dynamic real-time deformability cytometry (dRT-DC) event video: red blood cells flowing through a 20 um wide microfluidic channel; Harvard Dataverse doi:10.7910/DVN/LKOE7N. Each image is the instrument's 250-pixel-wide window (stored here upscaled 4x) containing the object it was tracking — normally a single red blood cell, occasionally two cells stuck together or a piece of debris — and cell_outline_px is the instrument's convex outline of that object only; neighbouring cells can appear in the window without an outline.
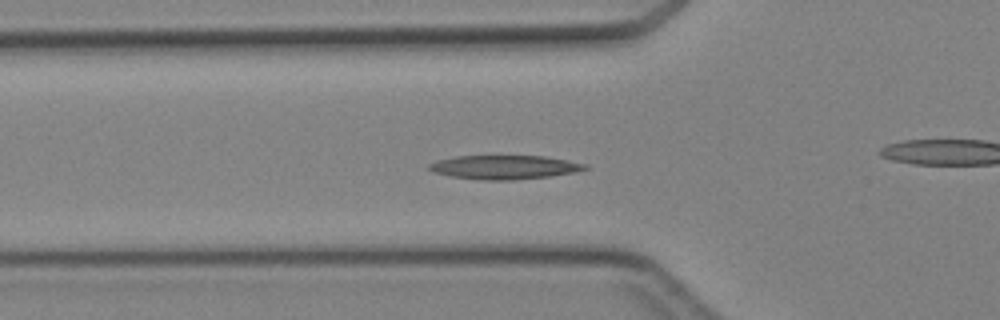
{"species": "Egyptian fruit bat (a non-hibernating species)", "species_latin": "Rousettus aegyptiacus", "temperature_condition": "cold", "stored_images_in_passage": 47, "camera_frame_rate_fps": 3000, "um_per_image_px": 0.085, "animal": {"sex": "female"}, "frame": {"image": 1, "passage_image": 16, "time_ms": 5.0, "image_size_px": [1000, 320], "cell_outline_px": [[588, 168], [572, 172], [548, 176], [512, 180], [484, 180], [452, 176], [432, 172], [428, 168], [428, 164], [436, 160], [456, 156], [544, 156], [588, 164]], "centroid_in_image_um": [42.82, 14.2], "position_along_channel_um": 83.0, "area_um2": 21.5}}
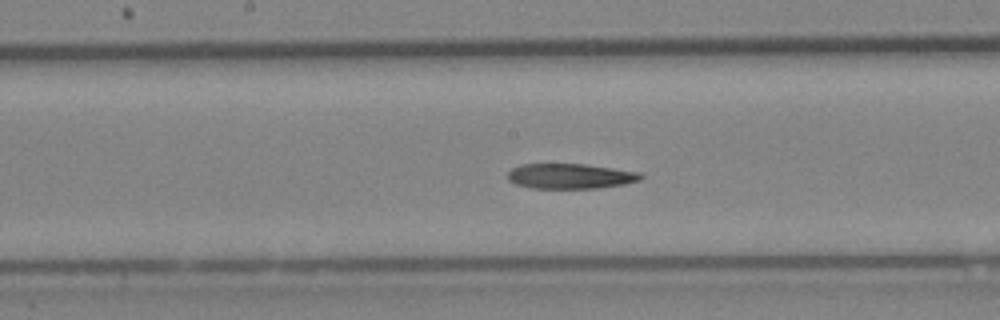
{"frame": {"image": 2, "passage_image": 24, "time_ms": 7.667, "image_size_px": [1000, 320], "cell_outline_px": [[644, 176], [640, 180], [624, 184], [596, 188], [532, 188], [516, 184], [508, 180], [508, 172], [512, 168], [520, 164], [584, 164], [640, 172]], "centroid_in_image_um": [48.46, 14.97], "position_along_channel_um": 199.7, "area_um2": 19.42}}
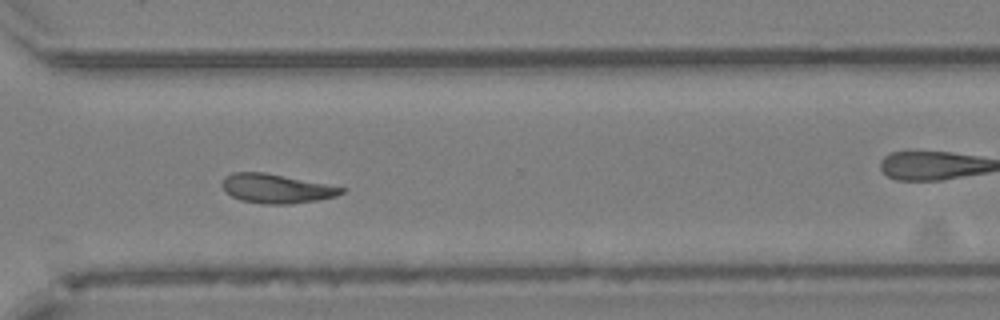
{"frame": {"image": 3, "passage_image": 34, "time_ms": 11.0, "image_size_px": [1000, 320], "cell_outline_px": [[348, 188], [344, 192], [336, 196], [316, 200], [292, 204], [260, 204], [240, 200], [224, 192], [220, 184], [224, 176], [232, 172], [264, 172]], "centroid_in_image_um": [23.44, 16.03], "position_along_channel_um": 347.2, "area_um2": 20.52}}